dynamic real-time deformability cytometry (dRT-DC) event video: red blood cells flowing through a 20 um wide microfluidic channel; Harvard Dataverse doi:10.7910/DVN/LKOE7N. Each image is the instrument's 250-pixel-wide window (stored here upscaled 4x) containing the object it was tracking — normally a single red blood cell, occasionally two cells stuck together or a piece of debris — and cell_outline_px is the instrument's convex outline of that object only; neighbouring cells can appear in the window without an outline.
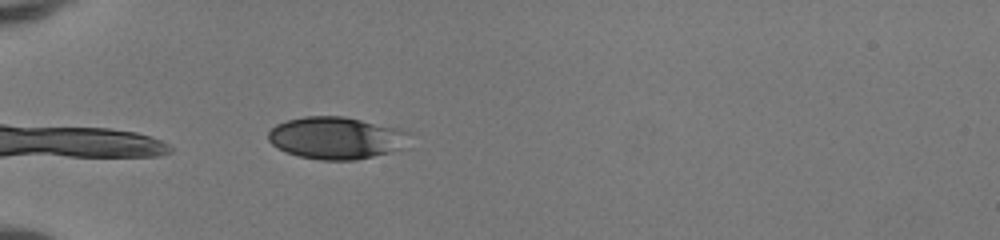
{"species": "human", "species_latin": "Homo sapiens", "temperature_condition": "room temperature", "stored_images_in_passage": 9, "camera_frame_rate_fps": 3000, "um_per_image_px": 0.085, "donor": {"sex": "female"}, "frame": {"image": 1, "passage_image": 1, "time_ms": 0.0, "image_size_px": [1000, 240], "cell_outline_px": [[408, 132], [400, 148], [388, 152], [356, 160], [320, 160], [300, 156], [288, 152], [272, 144], [268, 140], [268, 132], [276, 124], [288, 120], [304, 116], [344, 116], [400, 128]], "centroid_in_image_um": [28.52, 11.71], "position_along_channel_um": 56.5, "area_um2": 34.16}}